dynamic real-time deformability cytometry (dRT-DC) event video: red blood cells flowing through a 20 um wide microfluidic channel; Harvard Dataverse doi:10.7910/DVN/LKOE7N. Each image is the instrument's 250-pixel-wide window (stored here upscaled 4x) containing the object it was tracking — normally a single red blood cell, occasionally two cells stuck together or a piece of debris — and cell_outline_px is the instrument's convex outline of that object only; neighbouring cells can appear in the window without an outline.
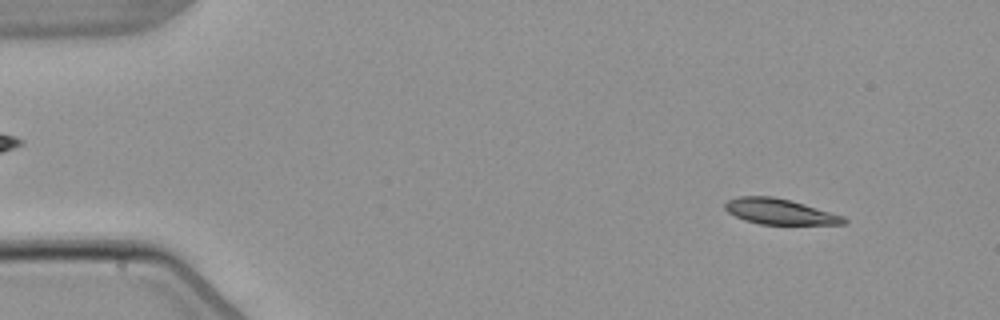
{"species": "common noctule bat (a hibernating species)", "species_latin": "Nyctalus noctula", "temperature_condition": "warm", "stored_images_in_passage": 8, "camera_frame_rate_fps": 3000, "um_per_image_px": 0.085, "animal": {"sex": "male", "body_mass_g": 21.5, "forearm_length_mm": 52.0}, "frame": {"image": 1, "passage_image": 1, "time_ms": 0.0, "image_size_px": [1000, 320], "cell_outline_px": [[848, 220], [844, 224], [760, 224], [744, 220], [728, 212], [724, 208], [724, 204], [728, 200], [736, 196], [772, 196], [804, 204], [844, 216]], "centroid_in_image_um": [66.25, 17.98], "position_along_channel_um": 18.8, "area_um2": 17.57}}
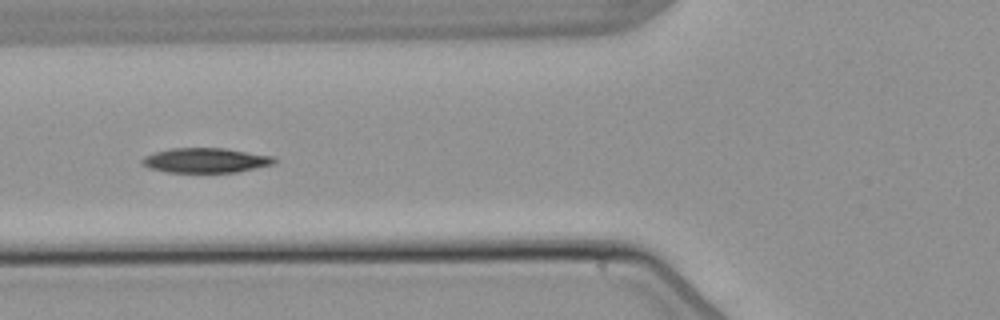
{"frame": {"image": 2, "passage_image": 5, "time_ms": 5.0, "image_size_px": [1000, 320], "cell_outline_px": [[276, 164], [236, 172], [168, 172], [148, 168], [140, 164], [140, 160], [144, 156], [168, 148], [224, 148], [272, 156], [276, 160]], "centroid_in_image_um": [17.44, 13.63], "position_along_channel_um": 108.4, "area_um2": 19.13}}
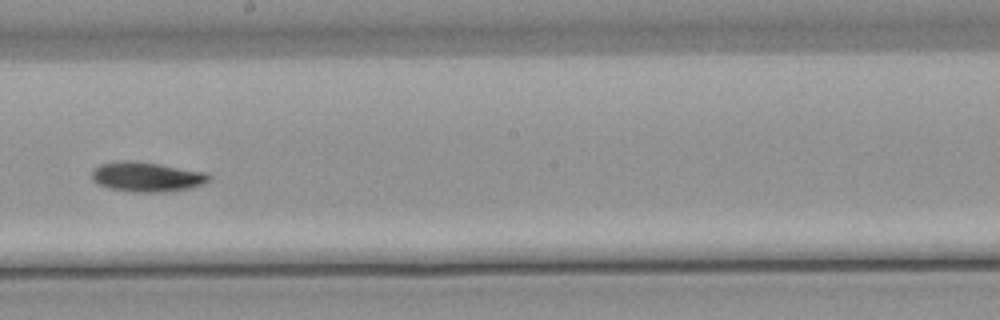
{"frame": {"image": 3, "passage_image": 8, "time_ms": 8.333, "image_size_px": [1000, 320], "cell_outline_px": [[212, 180], [204, 184], [192, 188], [168, 192], [132, 192], [108, 188], [92, 180], [92, 168], [100, 164], [120, 160], [132, 160], [160, 164], [208, 172], [212, 176]], "centroid_in_image_um": [12.53, 15.03], "position_along_channel_um": 235.7, "area_um2": 20.81}}